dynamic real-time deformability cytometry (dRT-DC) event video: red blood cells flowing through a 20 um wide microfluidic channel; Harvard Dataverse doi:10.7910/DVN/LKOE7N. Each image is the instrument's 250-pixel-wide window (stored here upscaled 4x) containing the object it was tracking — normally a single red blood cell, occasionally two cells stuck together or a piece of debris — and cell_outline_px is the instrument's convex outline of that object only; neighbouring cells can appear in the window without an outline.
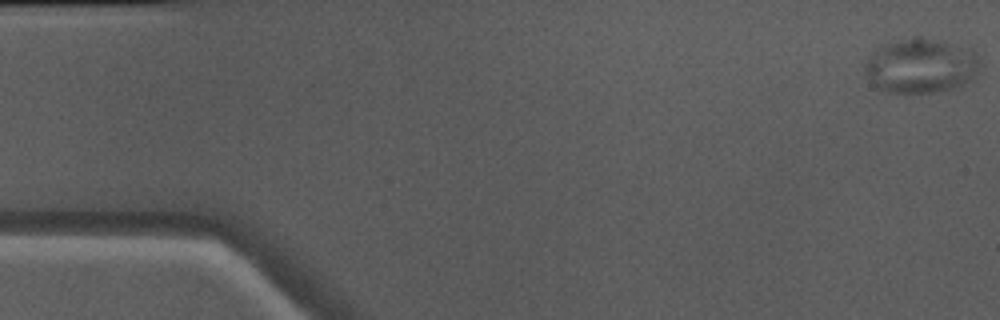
{"species": "Egyptian fruit bat (a non-hibernating species)", "species_latin": "Rousettus aegyptiacus", "temperature_condition": "warm", "stored_images_in_passage": 50, "camera_frame_rate_fps": 3000, "um_per_image_px": 0.085, "animal": {"sex": "male"}, "frame": {"image": 1, "passage_image": 1, "time_ms": 0.0, "image_size_px": [1000, 320], "cell_outline_px": [[980, 64], [972, 80], [964, 84], [952, 88], [932, 92], [884, 92], [872, 84], [864, 68], [864, 64], [868, 56], [884, 44], [916, 36], [920, 36], [972, 48], [976, 52], [980, 60]], "centroid_in_image_um": [78.29, 5.58], "position_along_channel_um": 6.7, "area_um2": 36.65}}
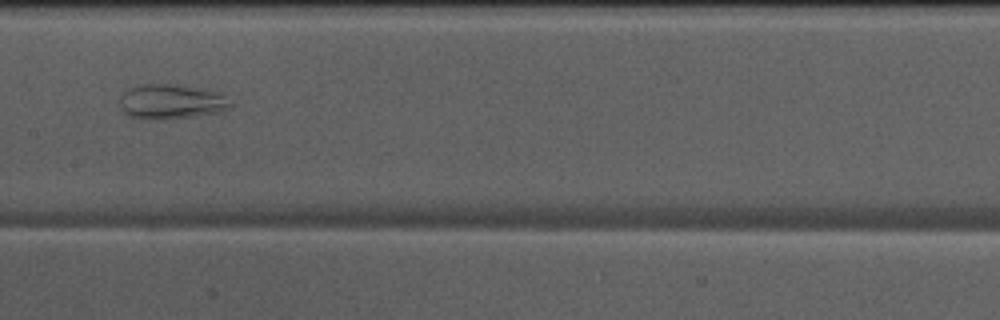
{"frame": {"image": 2, "passage_image": 25, "time_ms": 8.0, "image_size_px": [1000, 320], "cell_outline_px": [[236, 104], [232, 108], [224, 112], [164, 120], [140, 120], [128, 116], [124, 112], [120, 104], [120, 96], [128, 88], [136, 84], [168, 84], [216, 92], [224, 96]], "centroid_in_image_um": [14.54, 8.68], "position_along_channel_um": 192.9, "area_um2": 22.83}}
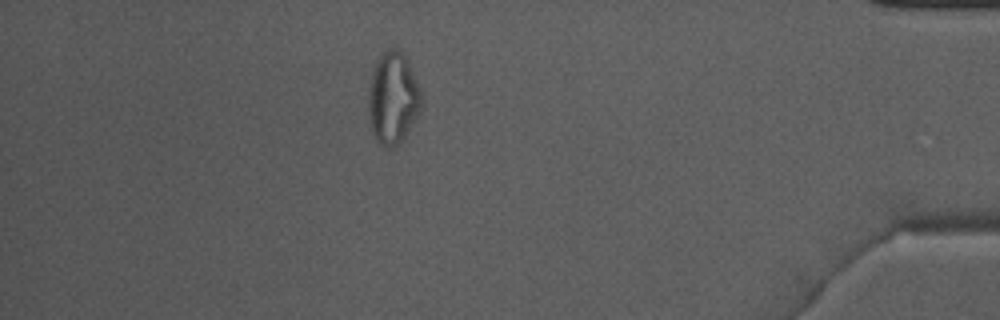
{"frame": {"image": 3, "passage_image": 44, "time_ms": 14.333, "image_size_px": [1000, 320], "cell_outline_px": [[420, 112], [400, 144], [392, 148], [384, 148], [376, 140], [368, 116], [368, 92], [372, 72], [376, 60], [384, 52], [392, 48], [400, 52], [404, 56], [408, 64], [420, 92]], "centroid_in_image_um": [33.36, 8.41], "position_along_channel_um": 401.8, "area_um2": 27.86}, "authors_computed_cell_mechanics": {"area_um2": 28.0041, "velocity_mm_per_s": 4.0886, "shape_relaxation_time_tau1_ms": null, "shape_relaxation_time_tau2_ms": 1.7888, "deformation_change_tau1": null, "deformation_change_tau2": 0.0738}}